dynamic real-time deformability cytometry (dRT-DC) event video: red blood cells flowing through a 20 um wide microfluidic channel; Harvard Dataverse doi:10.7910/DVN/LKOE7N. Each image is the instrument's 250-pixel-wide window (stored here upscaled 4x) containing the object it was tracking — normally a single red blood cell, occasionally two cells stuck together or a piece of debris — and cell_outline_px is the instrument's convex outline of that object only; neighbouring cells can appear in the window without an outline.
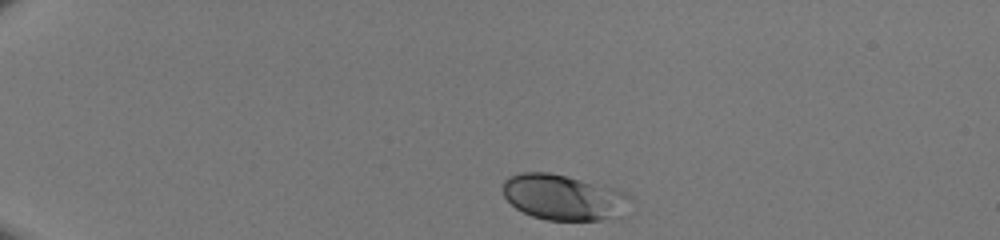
{"species": "human", "species_latin": "Homo sapiens", "temperature_condition": "room temperature", "stored_images_in_passage": 36, "camera_frame_rate_fps": 3000, "um_per_image_px": 0.085, "donor": {"sex": "male"}, "frame": {"image": 1, "passage_image": 1, "time_ms": 0.0, "image_size_px": [1000, 240], "cell_outline_px": [[632, 200], [624, 216], [620, 220], [548, 220], [532, 216], [516, 208], [504, 196], [504, 180], [508, 176], [520, 172], [548, 172], [608, 184], [632, 196]], "centroid_in_image_um": [48.03, 16.77], "position_along_channel_um": 37.0, "area_um2": 34.85}}
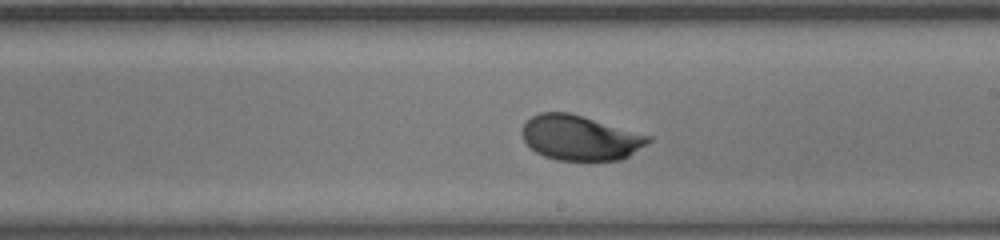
{"frame": {"image": 2, "passage_image": 21, "time_ms": 6.667, "image_size_px": [1000, 240], "cell_outline_px": [[652, 140], [628, 156], [620, 160], [556, 160], [544, 156], [536, 152], [524, 140], [520, 132], [524, 124], [532, 116], [540, 112], [568, 112], [652, 136]], "centroid_in_image_um": [49.29, 11.71], "position_along_channel_um": 239.7, "area_um2": 32.83}}
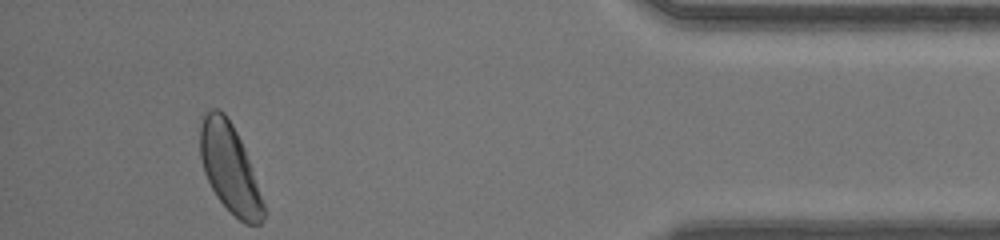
{"frame": {"image": 3, "passage_image": 36, "time_ms": 11.667, "image_size_px": [1000, 240], "cell_outline_px": [[264, 216], [260, 224], [244, 224], [216, 196], [204, 172], [200, 156], [200, 116], [204, 112], [212, 108], [216, 108], [224, 112], [232, 124], [244, 148], [252, 168], [264, 204]], "centroid_in_image_um": [19.5, 14.25], "position_along_channel_um": 415.7, "area_um2": 32.43}}